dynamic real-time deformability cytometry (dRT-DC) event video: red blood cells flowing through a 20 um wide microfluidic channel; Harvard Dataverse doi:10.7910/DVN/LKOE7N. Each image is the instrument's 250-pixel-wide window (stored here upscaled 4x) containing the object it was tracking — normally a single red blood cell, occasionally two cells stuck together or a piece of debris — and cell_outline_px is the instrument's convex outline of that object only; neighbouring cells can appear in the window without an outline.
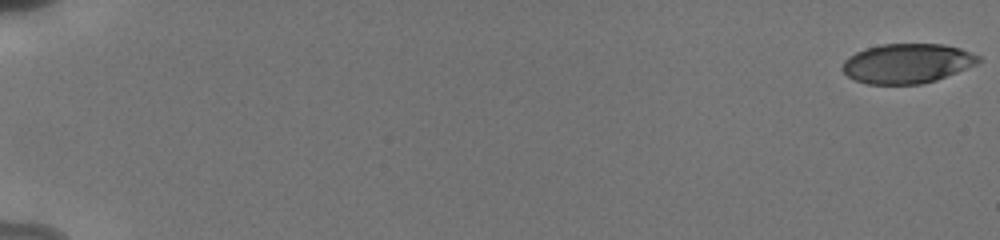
{"species": "human", "species_latin": "Homo sapiens", "temperature_condition": "cold", "stored_images_in_passage": 18, "camera_frame_rate_fps": 3000, "um_per_image_px": 0.085, "donor": {"sex": "male"}, "frame": {"image": 1, "passage_image": 1, "time_ms": 0.0, "image_size_px": [1000, 240], "cell_outline_px": [[980, 60], [976, 64], [936, 80], [920, 84], [868, 84], [856, 80], [848, 76], [840, 68], [844, 60], [848, 56], [856, 52], [880, 44], [944, 44], [960, 48], [980, 56]], "centroid_in_image_um": [77.08, 5.39], "position_along_channel_um": 7.9, "area_um2": 31.27}}
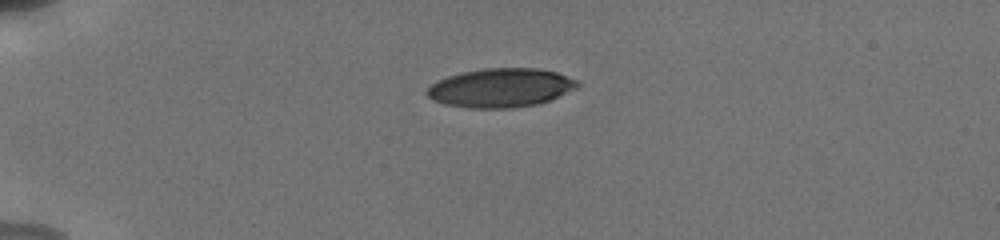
{"frame": {"image": 2, "passage_image": 14, "time_ms": 5.0, "image_size_px": [1000, 240], "cell_outline_px": [[580, 84], [576, 88], [540, 104], [516, 108], [468, 108], [444, 104], [432, 100], [424, 92], [432, 84], [448, 76], [480, 68], [536, 68], [556, 72], [580, 80]], "centroid_in_image_um": [42.58, 7.47], "position_along_channel_um": 42.4, "area_um2": 34.28}}
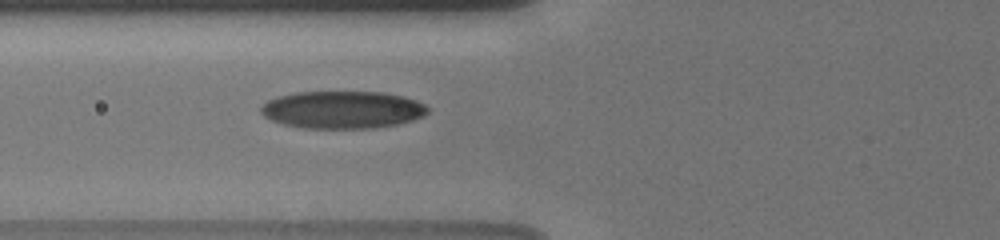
{"frame": {"image": 3, "passage_image": 18, "time_ms": 7.667, "image_size_px": [1000, 240], "cell_outline_px": [[428, 112], [424, 116], [412, 120], [396, 124], [372, 128], [304, 128], [284, 124], [272, 120], [264, 116], [260, 112], [260, 108], [268, 100], [276, 96], [296, 92], [384, 92], [404, 96], [416, 100], [424, 104], [428, 108]], "centroid_in_image_um": [29.11, 9.32], "position_along_channel_um": 96.7, "area_um2": 36.47}}